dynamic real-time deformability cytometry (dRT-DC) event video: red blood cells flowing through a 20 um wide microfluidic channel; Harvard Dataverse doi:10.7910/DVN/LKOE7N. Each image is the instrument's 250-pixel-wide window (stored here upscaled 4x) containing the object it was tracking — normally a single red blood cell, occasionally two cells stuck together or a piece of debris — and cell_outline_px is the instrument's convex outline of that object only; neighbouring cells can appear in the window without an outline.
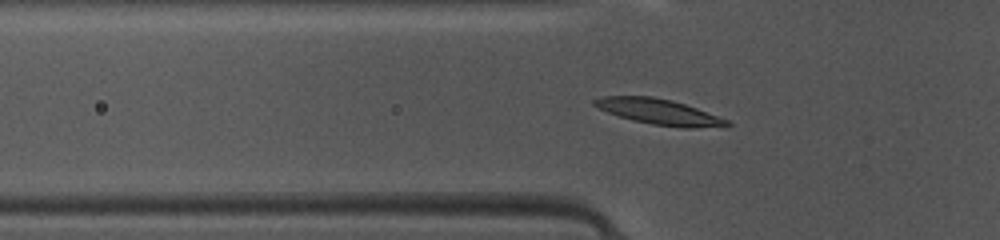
{"species": "common noctule bat (a hibernating species)", "species_latin": "Nyctalus noctula", "temperature_condition": "warm", "stored_images_in_passage": 38, "camera_frame_rate_fps": 3000, "um_per_image_px": 0.085, "animal": {"sex": "female", "body_mass_g": 10.0, "forearm_length_mm": 53.1}, "frame": {"image": 1, "passage_image": 6, "time_ms": 1.667, "image_size_px": [1000, 240], "cell_outline_px": [[732, 124], [728, 128], [684, 128], [652, 124], [632, 120], [608, 112], [592, 104], [592, 100], [604, 96], [652, 96], [672, 100], [696, 108], [728, 120]], "centroid_in_image_um": [56.1, 9.52], "position_along_channel_um": 69.7, "area_um2": 19.83}}
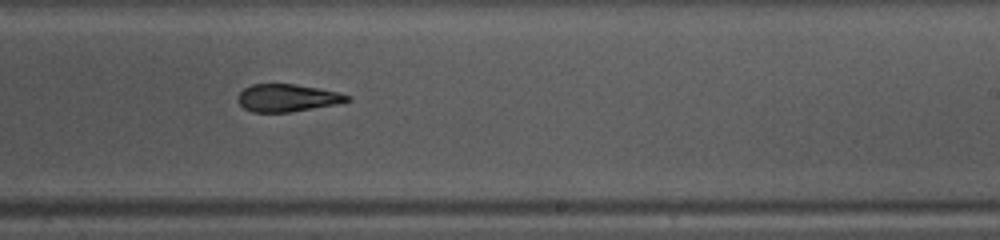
{"frame": {"image": 2, "passage_image": 20, "time_ms": 6.333, "image_size_px": [1000, 240], "cell_outline_px": [[352, 100], [336, 104], [288, 112], [252, 112], [244, 108], [240, 104], [240, 92], [244, 88], [252, 84], [296, 84], [320, 88], [352, 96]], "centroid_in_image_um": [24.46, 8.31], "position_along_channel_um": 264.5, "area_um2": 17.34}}
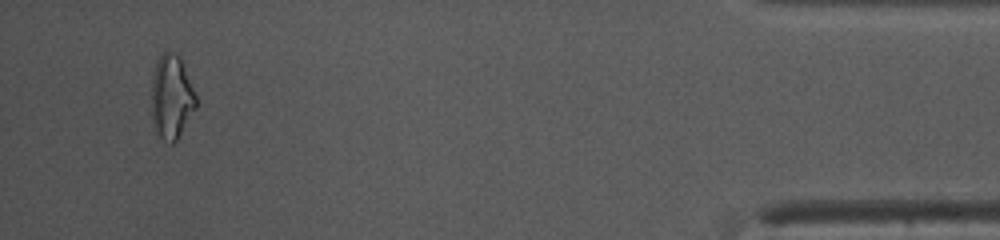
{"frame": {"image": 3, "passage_image": 36, "time_ms": 11.667, "image_size_px": [1000, 240], "cell_outline_px": [[196, 108], [176, 140], [172, 144], [164, 140], [160, 136], [156, 128], [152, 116], [152, 76], [156, 60], [164, 52], [172, 52], [180, 56], [196, 96]], "centroid_in_image_um": [14.58, 8.21], "position_along_channel_um": 420.6, "area_um2": 21.44}}